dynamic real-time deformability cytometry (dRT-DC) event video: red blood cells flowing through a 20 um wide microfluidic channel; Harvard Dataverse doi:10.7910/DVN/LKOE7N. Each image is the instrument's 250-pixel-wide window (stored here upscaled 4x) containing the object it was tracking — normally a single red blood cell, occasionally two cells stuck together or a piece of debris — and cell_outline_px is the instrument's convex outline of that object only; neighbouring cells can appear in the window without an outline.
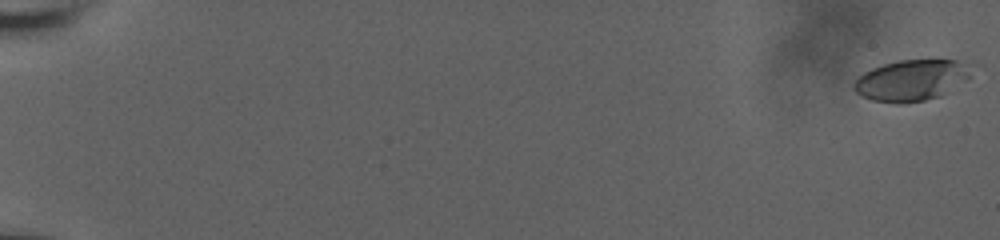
{"species": "human", "species_latin": "Homo sapiens", "temperature_condition": "room temperature", "stored_images_in_passage": 60, "camera_frame_rate_fps": 3000, "um_per_image_px": 0.085, "donor": {"sex": "male"}, "frame": {"image": 1, "passage_image": 1, "time_ms": 0.0, "image_size_px": [1000, 240], "cell_outline_px": [[980, 64], [972, 76], [940, 96], [924, 100], [900, 104], [896, 104], [872, 100], [856, 92], [852, 88], [852, 84], [864, 72], [872, 68], [884, 64], [900, 60], [932, 56], [976, 60]], "centroid_in_image_um": [77.7, 6.72], "position_along_channel_um": 7.3, "area_um2": 30.0}}
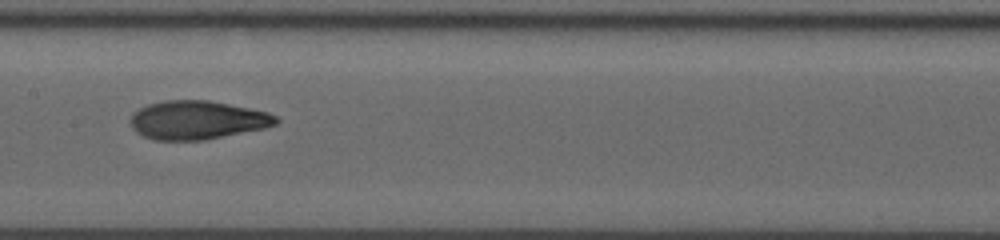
{"frame": {"image": 2, "passage_image": 34, "time_ms": 11.0, "image_size_px": [1000, 240], "cell_outline_px": [[280, 120], [276, 124], [264, 128], [204, 140], [156, 140], [144, 136], [136, 132], [132, 128], [128, 120], [132, 112], [148, 104], [164, 100], [208, 100], [268, 112], [276, 116]], "centroid_in_image_um": [16.72, 10.2], "position_along_channel_um": 190.7, "area_um2": 32.77}}
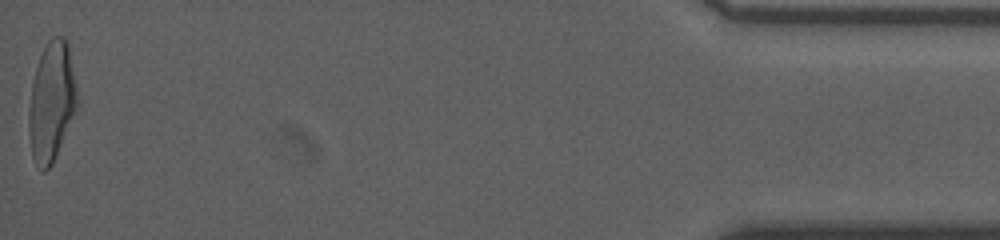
{"frame": {"image": 3, "passage_image": 60, "time_ms": 19.667, "image_size_px": [1000, 240], "cell_outline_px": [[80, 108], [52, 164], [44, 172], [40, 172], [32, 156], [28, 124], [28, 112], [32, 84], [36, 68], [40, 56], [48, 40], [52, 36], [64, 36], [68, 40], [80, 104]], "centroid_in_image_um": [4.43, 8.65], "position_along_channel_um": 430.8, "area_um2": 34.56}, "authors_computed_cell_mechanics": {"area_um2": 31.8189, "velocity_mm_per_s": 3.7543, "shape_relaxation_time_tau1_ms": 6.1333, "shape_relaxation_time_tau2_ms": 1.5322, "deformation_change_tau1": 0.2291, "deformation_change_tau2": 0.0865}}